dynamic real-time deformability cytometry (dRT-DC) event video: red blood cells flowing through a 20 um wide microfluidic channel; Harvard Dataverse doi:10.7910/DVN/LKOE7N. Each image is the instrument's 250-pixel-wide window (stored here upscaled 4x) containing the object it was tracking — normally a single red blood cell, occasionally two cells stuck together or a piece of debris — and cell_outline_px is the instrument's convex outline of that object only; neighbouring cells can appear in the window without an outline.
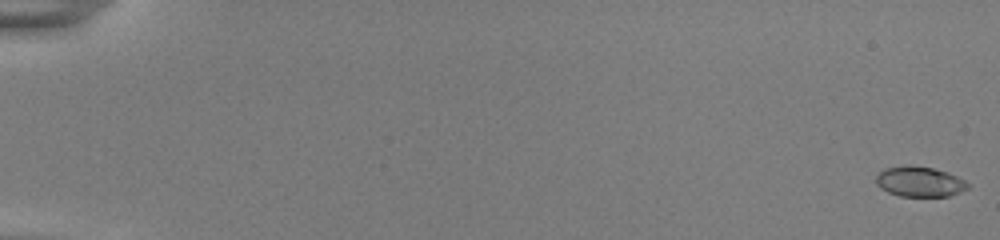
{"species": "common noctule bat (a hibernating species)", "species_latin": "Nyctalus noctula", "temperature_condition": "room temperature", "stored_images_in_passage": 31, "camera_frame_rate_fps": 3000, "um_per_image_px": 0.085, "animal": {"sex": "female", "body_mass_g": 22.0, "forearm_length_mm": 56.7}, "frame": {"image": 1, "passage_image": 1, "time_ms": 0.0, "image_size_px": [1000, 240], "cell_outline_px": [[968, 188], [960, 192], [948, 196], [900, 196], [888, 192], [880, 188], [876, 184], [876, 176], [884, 168], [904, 164], [908, 164], [932, 168], [948, 172], [964, 180], [968, 184]], "centroid_in_image_um": [78.13, 15.42], "position_along_channel_um": 6.9, "area_um2": 16.24}}
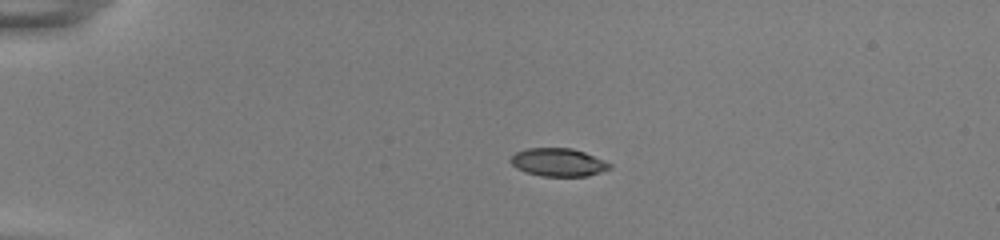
{"frame": {"image": 2, "passage_image": 14, "time_ms": 4.333, "image_size_px": [1000, 240], "cell_outline_px": [[612, 168], [588, 176], [540, 176], [524, 172], [516, 168], [508, 160], [516, 152], [528, 148], [572, 148], [584, 152], [604, 160], [612, 164]], "centroid_in_image_um": [47.44, 13.8], "position_along_channel_um": 37.6, "area_um2": 16.3}}